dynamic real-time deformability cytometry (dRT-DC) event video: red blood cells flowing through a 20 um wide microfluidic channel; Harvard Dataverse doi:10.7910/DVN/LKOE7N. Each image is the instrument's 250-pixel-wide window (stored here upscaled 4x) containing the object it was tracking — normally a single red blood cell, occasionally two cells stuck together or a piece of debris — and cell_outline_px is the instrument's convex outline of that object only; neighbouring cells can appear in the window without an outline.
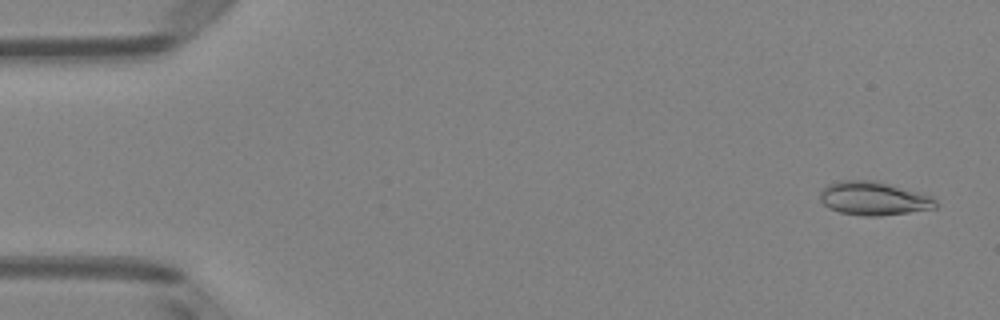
{"species": "Egyptian fruit bat (a non-hibernating species)", "species_latin": "Rousettus aegyptiacus", "temperature_condition": "room temperature", "stored_images_in_passage": 50, "camera_frame_rate_fps": 3000, "um_per_image_px": 0.085, "animal": {"sex": "female"}, "frame": {"image": 1, "passage_image": 2, "time_ms": 0.333, "image_size_px": [1000, 320], "cell_outline_px": [[936, 208], [880, 216], [864, 216], [840, 212], [828, 208], [820, 200], [820, 192], [828, 184], [840, 180], [876, 180], [924, 192], [936, 196]], "centroid_in_image_um": [74.32, 16.85], "position_along_channel_um": 10.7, "area_um2": 23.06}}
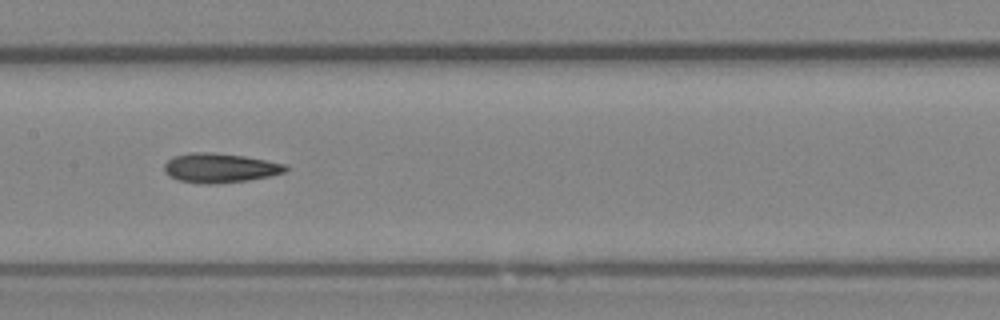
{"frame": {"image": 2, "passage_image": 25, "time_ms": 8.0, "image_size_px": [1000, 320], "cell_outline_px": [[288, 168], [284, 172], [268, 176], [248, 180], [216, 184], [200, 184], [180, 180], [168, 176], [164, 172], [164, 164], [172, 156], [188, 152], [212, 152], [244, 156], [288, 164]], "centroid_in_image_um": [18.66, 14.27], "position_along_channel_um": 188.7, "area_um2": 20.98}}
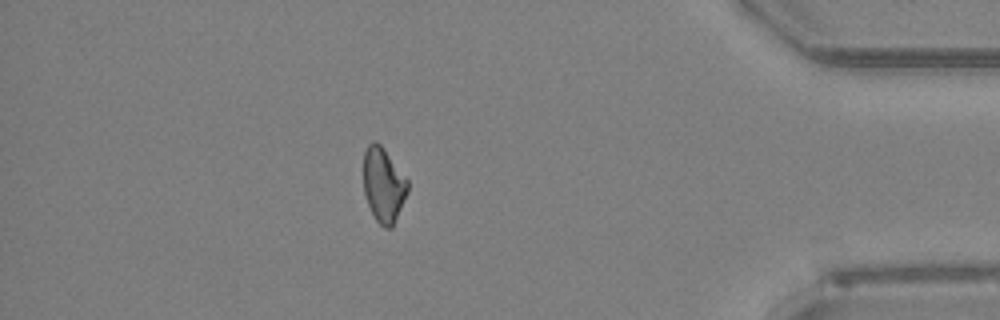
{"frame": {"image": 3, "passage_image": 44, "time_ms": 14.333, "image_size_px": [1000, 320], "cell_outline_px": [[408, 192], [392, 228], [384, 228], [376, 220], [368, 204], [364, 192], [364, 152], [368, 144], [372, 140], [376, 140], [384, 148], [408, 180]], "centroid_in_image_um": [32.6, 15.7], "position_along_channel_um": 402.6, "area_um2": 19.19}}